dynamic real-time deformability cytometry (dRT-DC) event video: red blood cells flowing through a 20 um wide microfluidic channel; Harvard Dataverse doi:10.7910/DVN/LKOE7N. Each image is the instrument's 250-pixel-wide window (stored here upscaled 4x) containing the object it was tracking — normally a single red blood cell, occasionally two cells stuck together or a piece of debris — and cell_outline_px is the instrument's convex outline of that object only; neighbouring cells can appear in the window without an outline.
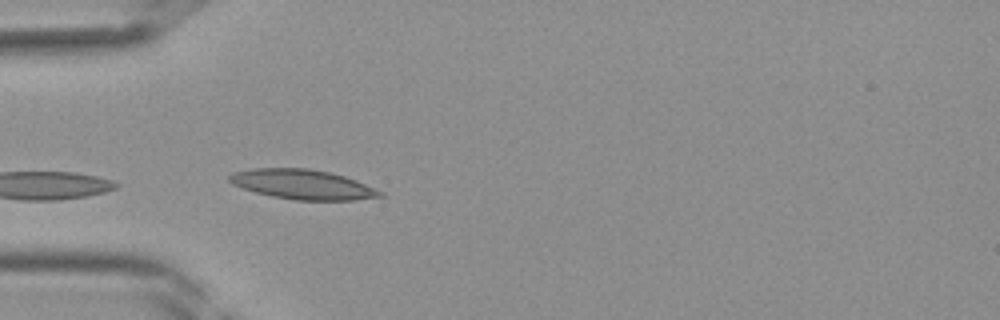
{"species": "Egyptian fruit bat (a non-hibernating species)", "species_latin": "Rousettus aegyptiacus", "temperature_condition": "room temperature", "stored_images_in_passage": 29, "camera_frame_rate_fps": 3000, "um_per_image_px": 0.085, "frame": {"image": 1, "passage_image": 1, "time_ms": 0.0, "image_size_px": [1000, 320], "cell_outline_px": [[388, 196], [352, 200], [296, 200], [272, 196], [256, 192], [232, 184], [228, 180], [228, 176], [232, 172], [252, 168], [308, 168], [328, 172], [344, 176], [356, 180], [384, 192]], "centroid_in_image_um": [25.74, 15.67], "position_along_channel_um": 59.3, "area_um2": 26.13}}
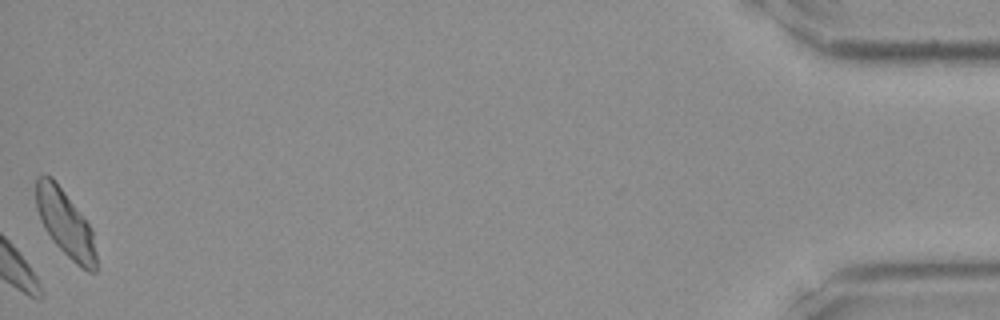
{"frame": {"image": 2, "passage_image": 29, "time_ms": 9.333, "image_size_px": [1000, 320], "cell_outline_px": [[96, 272], [88, 272], [76, 264], [52, 240], [44, 228], [40, 220], [36, 208], [36, 176], [52, 176], [92, 228], [96, 252]], "centroid_in_image_um": [5.55, 19.0], "position_along_channel_um": 429.7, "area_um2": 23.18}}